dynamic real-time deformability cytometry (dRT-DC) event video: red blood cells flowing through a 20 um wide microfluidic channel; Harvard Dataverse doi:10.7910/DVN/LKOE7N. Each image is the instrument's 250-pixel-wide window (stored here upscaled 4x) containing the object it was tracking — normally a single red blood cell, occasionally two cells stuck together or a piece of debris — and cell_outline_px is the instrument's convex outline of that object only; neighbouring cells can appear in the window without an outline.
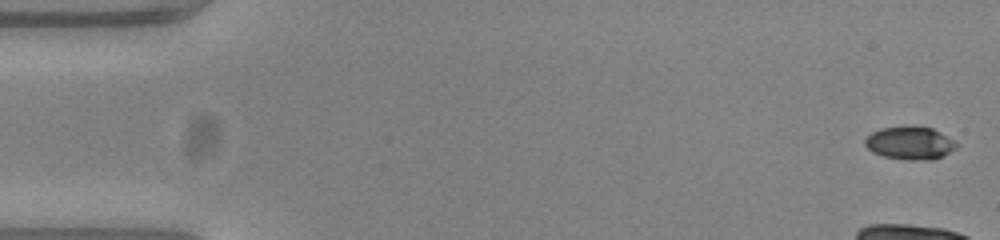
{"species": "common noctule bat (a hibernating species)", "species_latin": "Nyctalus noctula", "temperature_condition": "warm", "stored_images_in_passage": 12, "camera_frame_rate_fps": 3000, "um_per_image_px": 0.085, "animal": {"sex": "female", "body_mass_g": 23.0, "forearm_length_mm": 53.4}, "frame": {"image": 1, "passage_image": 1, "time_ms": 0.0, "image_size_px": [1000, 240], "cell_outline_px": [[960, 144], [956, 148], [944, 156], [932, 160], [908, 160], [884, 156], [872, 152], [864, 144], [864, 140], [872, 132], [880, 128], [908, 124], [912, 124], [932, 128], [956, 140]], "centroid_in_image_um": [77.38, 12.13], "position_along_channel_um": 7.6, "area_um2": 18.15}}